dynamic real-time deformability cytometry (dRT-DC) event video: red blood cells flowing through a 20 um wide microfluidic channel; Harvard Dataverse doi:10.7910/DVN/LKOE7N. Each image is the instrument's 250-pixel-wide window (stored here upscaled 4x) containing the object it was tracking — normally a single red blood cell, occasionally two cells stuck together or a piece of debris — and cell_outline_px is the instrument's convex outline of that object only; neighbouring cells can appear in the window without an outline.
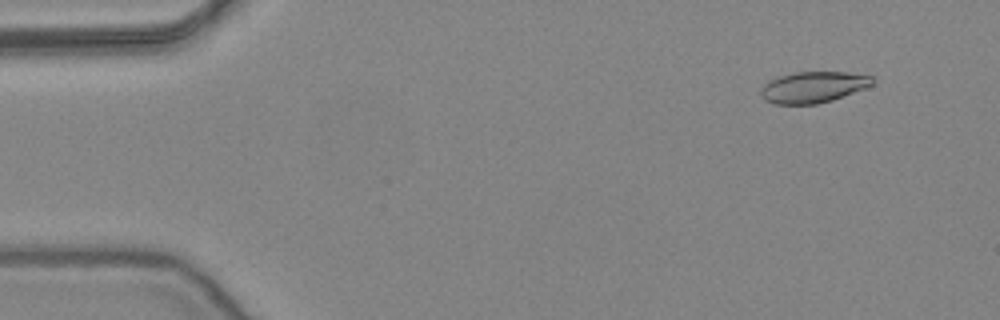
{"species": "common noctule bat (a hibernating species)", "species_latin": "Nyctalus noctula", "temperature_condition": "warm", "stored_images_in_passage": 15, "camera_frame_rate_fps": 3000, "um_per_image_px": 0.085, "animal": {"sex": "female", "body_mass_g": 24.6, "forearm_length_mm": 56.2}, "frame": {"image": 1, "passage_image": 5, "time_ms": 1.333, "image_size_px": [1000, 320], "cell_outline_px": [[876, 80], [872, 84], [864, 88], [832, 100], [816, 104], [776, 104], [764, 100], [760, 96], [760, 92], [764, 84], [768, 80], [776, 76], [796, 72], [848, 72], [872, 76]], "centroid_in_image_um": [69.09, 7.4], "position_along_channel_um": 15.9, "area_um2": 20.35}}